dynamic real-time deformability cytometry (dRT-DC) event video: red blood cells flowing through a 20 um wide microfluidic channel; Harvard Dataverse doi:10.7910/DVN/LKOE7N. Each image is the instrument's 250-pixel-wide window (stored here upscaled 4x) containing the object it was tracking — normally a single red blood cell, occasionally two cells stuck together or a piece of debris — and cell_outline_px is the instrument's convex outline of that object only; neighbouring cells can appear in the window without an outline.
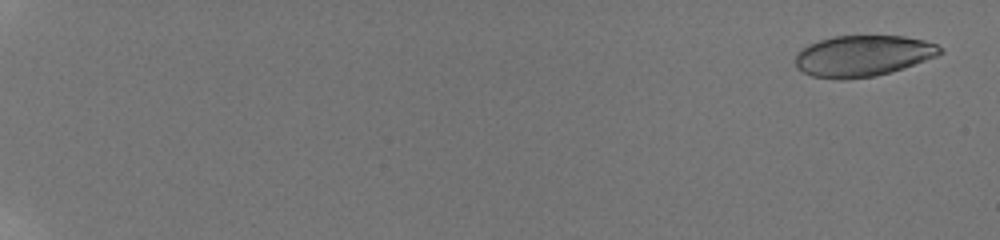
{"species": "human", "species_latin": "Homo sapiens", "temperature_condition": "room temperature", "stored_images_in_passage": 37, "camera_frame_rate_fps": 3000, "um_per_image_px": 0.085, "donor": {"sex": "male"}, "frame": {"image": 1, "passage_image": 3, "time_ms": 0.667, "image_size_px": [1000, 240], "cell_outline_px": [[944, 52], [936, 56], [904, 68], [876, 76], [844, 80], [840, 80], [812, 76], [796, 68], [796, 52], [808, 44], [832, 36], [904, 36], [924, 40], [936, 44]], "centroid_in_image_um": [73.32, 4.75], "position_along_channel_um": 11.7, "area_um2": 34.74}}
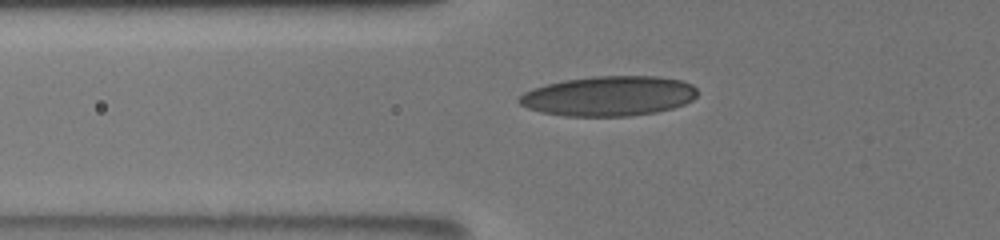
{"frame": {"image": 2, "passage_image": 26, "time_ms": 8.333, "image_size_px": [1000, 240], "cell_outline_px": [[696, 96], [692, 100], [684, 104], [672, 108], [656, 112], [628, 116], [564, 116], [540, 112], [528, 108], [520, 104], [516, 100], [524, 92], [532, 88], [564, 80], [592, 76], [656, 76], [680, 80], [692, 84], [696, 88]], "centroid_in_image_um": [51.73, 8.16], "position_along_channel_um": 74.1, "area_um2": 41.5}}
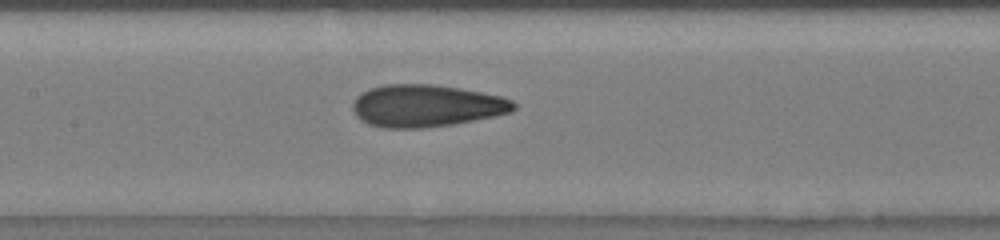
{"frame": {"image": 3, "passage_image": 34, "time_ms": 11.0, "image_size_px": [1000, 240], "cell_outline_px": [[516, 108], [512, 112], [496, 116], [452, 124], [424, 128], [384, 128], [368, 124], [360, 120], [356, 116], [352, 108], [352, 104], [356, 96], [372, 88], [384, 84], [432, 84], [460, 88], [500, 96], [512, 100], [516, 104]], "centroid_in_image_um": [36.23, 9.0], "position_along_channel_um": 171.2, "area_um2": 39.71}}